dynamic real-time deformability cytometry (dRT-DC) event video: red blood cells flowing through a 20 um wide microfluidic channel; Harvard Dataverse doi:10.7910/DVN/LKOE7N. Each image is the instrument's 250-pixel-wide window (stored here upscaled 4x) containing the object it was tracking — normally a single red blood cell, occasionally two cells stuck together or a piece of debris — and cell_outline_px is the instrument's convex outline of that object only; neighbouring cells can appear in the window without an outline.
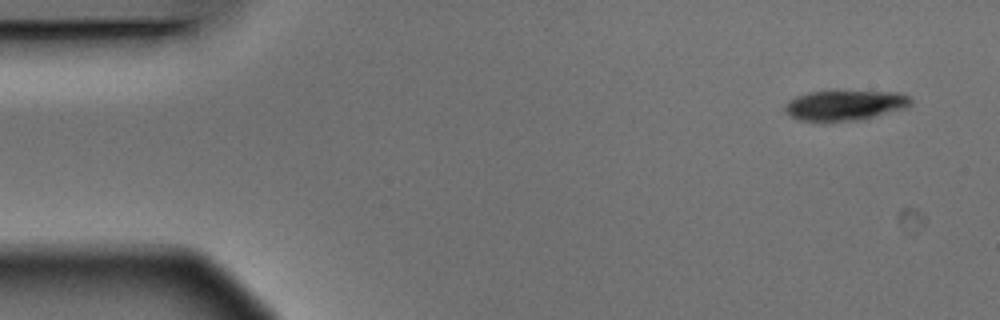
{"species": "Egyptian fruit bat (a non-hibernating species)", "species_latin": "Rousettus aegyptiacus", "temperature_condition": "warm", "stored_images_in_passage": 5, "camera_frame_rate_fps": 3000, "um_per_image_px": 0.085, "animal": {"sex": "male"}, "frame": {"image": 1, "passage_image": 1, "time_ms": 0.0, "image_size_px": [1000, 320], "cell_outline_px": [[912, 104], [904, 108], [856, 120], [824, 124], [800, 120], [788, 116], [784, 112], [784, 104], [788, 100], [796, 96], [808, 92], [832, 88], [900, 92], [908, 96], [912, 100]], "centroid_in_image_um": [71.71, 8.91], "position_along_channel_um": 13.3, "area_um2": 23.7}}
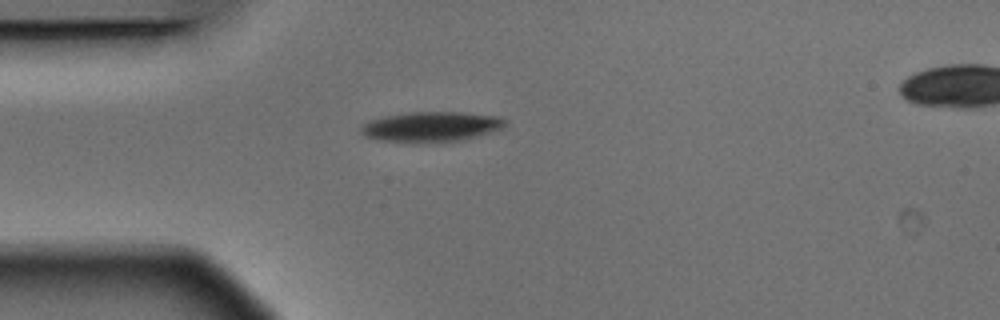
{"frame": {"image": 2, "passage_image": 4, "time_ms": 1.0, "image_size_px": [1000, 320], "cell_outline_px": [[508, 124], [492, 132], [480, 136], [464, 140], [380, 140], [364, 136], [360, 132], [360, 128], [364, 124], [372, 120], [388, 116], [408, 112], [464, 112], [500, 116], [508, 120]], "centroid_in_image_um": [36.76, 10.73], "position_along_channel_um": 48.2, "area_um2": 24.57}}